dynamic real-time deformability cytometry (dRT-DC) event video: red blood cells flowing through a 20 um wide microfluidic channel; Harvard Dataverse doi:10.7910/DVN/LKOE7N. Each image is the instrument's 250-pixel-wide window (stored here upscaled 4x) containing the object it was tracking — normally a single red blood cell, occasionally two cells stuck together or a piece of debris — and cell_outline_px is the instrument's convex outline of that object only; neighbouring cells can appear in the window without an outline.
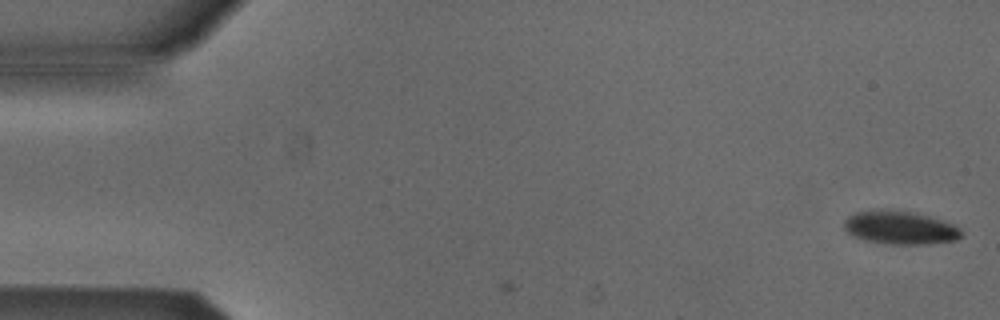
{"species": "Egyptian fruit bat (a non-hibernating species)", "species_latin": "Rousettus aegyptiacus", "temperature_condition": "cold", "stored_images_in_passage": 2, "camera_frame_rate_fps": 3000, "um_per_image_px": 0.085, "animal": {"sex": "male"}, "frame": {"image": 1, "passage_image": 2, "time_ms": 0.333, "image_size_px": [1000, 320], "cell_outline_px": [[964, 236], [956, 240], [928, 244], [888, 244], [864, 240], [852, 236], [844, 228], [844, 220], [848, 216], [856, 212], [872, 208], [884, 208], [908, 212], [928, 216], [952, 224], [960, 228]], "centroid_in_image_um": [76.47, 19.34], "position_along_channel_um": 8.5, "area_um2": 23.0}}